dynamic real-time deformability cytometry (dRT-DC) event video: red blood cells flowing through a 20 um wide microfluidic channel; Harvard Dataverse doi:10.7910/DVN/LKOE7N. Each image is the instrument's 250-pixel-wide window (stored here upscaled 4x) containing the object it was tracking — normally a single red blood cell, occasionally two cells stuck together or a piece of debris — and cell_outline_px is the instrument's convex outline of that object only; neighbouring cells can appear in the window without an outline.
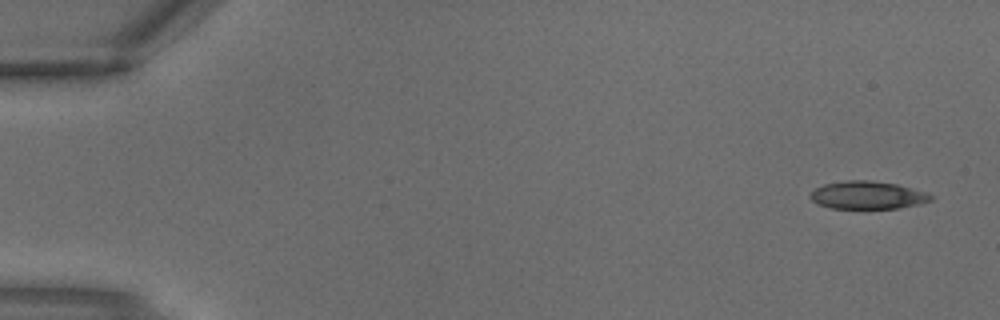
{"species": "common noctule bat (a hibernating species)", "species_latin": "Nyctalus noctula", "temperature_condition": "warm", "stored_images_in_passage": 3, "camera_frame_rate_fps": 3000, "um_per_image_px": 0.085, "animal": {"sex": "male", "body_mass_g": 18.8}, "frame": {"image": 1, "passage_image": 1, "time_ms": 0.0, "image_size_px": [1000, 320], "cell_outline_px": [[932, 200], [920, 204], [900, 208], [832, 208], [820, 204], [812, 200], [808, 196], [816, 188], [824, 184], [848, 180], [868, 180], [896, 184], [928, 192], [932, 196]], "centroid_in_image_um": [73.77, 16.58], "position_along_channel_um": 11.2, "area_um2": 19.42}}
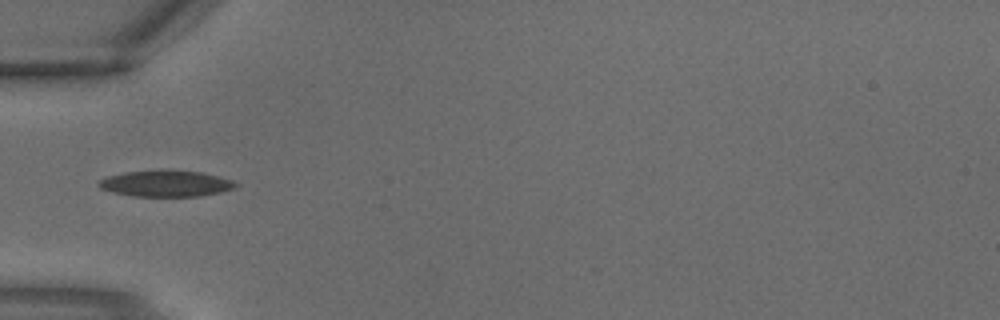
{"frame": {"image": 2, "passage_image": 3, "time_ms": 0.667, "image_size_px": [1000, 320], "cell_outline_px": [[240, 184], [236, 188], [220, 192], [200, 196], [132, 196], [112, 192], [100, 188], [96, 184], [100, 180], [108, 176], [124, 172], [160, 168], [172, 168], [200, 172], [232, 180]], "centroid_in_image_um": [14.09, 15.57], "position_along_channel_um": 70.9, "area_um2": 21.5}}